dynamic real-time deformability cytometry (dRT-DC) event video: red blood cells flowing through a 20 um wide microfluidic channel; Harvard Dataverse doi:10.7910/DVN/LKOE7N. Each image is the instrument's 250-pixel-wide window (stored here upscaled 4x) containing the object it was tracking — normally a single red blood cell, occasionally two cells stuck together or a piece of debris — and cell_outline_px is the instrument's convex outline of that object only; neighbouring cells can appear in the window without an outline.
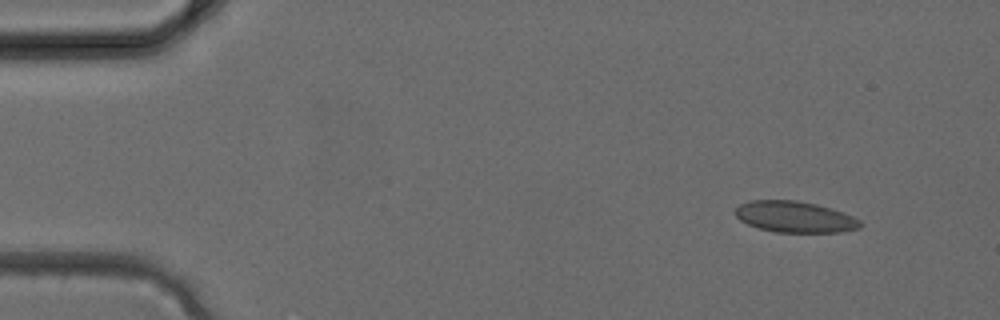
{"species": "common noctule bat (a hibernating species)", "species_latin": "Nyctalus noctula", "temperature_condition": "cold", "stored_images_in_passage": 3, "camera_frame_rate_fps": 3000, "um_per_image_px": 0.085, "animal": {"sex": "female", "body_mass_g": 24.6, "forearm_length_mm": 56.2}, "frame": {"image": 1, "passage_image": 1, "time_ms": 0.0, "image_size_px": [1000, 320], "cell_outline_px": [[864, 224], [860, 228], [840, 232], [776, 232], [760, 228], [748, 224], [740, 220], [736, 216], [736, 208], [740, 204], [752, 200], [796, 200], [816, 204], [852, 216], [860, 220]], "centroid_in_image_um": [67.57, 18.44], "position_along_channel_um": 17.4, "area_um2": 22.48}}
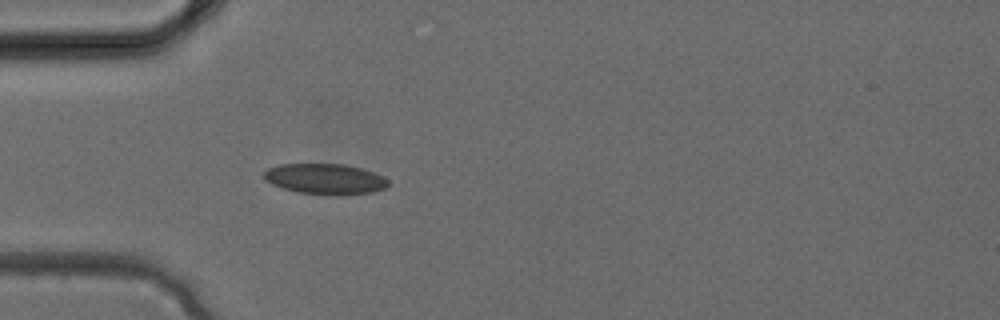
{"frame": {"image": 2, "passage_image": 3, "time_ms": 0.667, "image_size_px": [1000, 320], "cell_outline_px": [[388, 184], [384, 188], [372, 192], [296, 192], [272, 184], [264, 180], [264, 172], [268, 168], [280, 164], [344, 164], [360, 168], [372, 172], [388, 180]], "centroid_in_image_um": [27.55, 15.16], "position_along_channel_um": 57.4, "area_um2": 20.98}}